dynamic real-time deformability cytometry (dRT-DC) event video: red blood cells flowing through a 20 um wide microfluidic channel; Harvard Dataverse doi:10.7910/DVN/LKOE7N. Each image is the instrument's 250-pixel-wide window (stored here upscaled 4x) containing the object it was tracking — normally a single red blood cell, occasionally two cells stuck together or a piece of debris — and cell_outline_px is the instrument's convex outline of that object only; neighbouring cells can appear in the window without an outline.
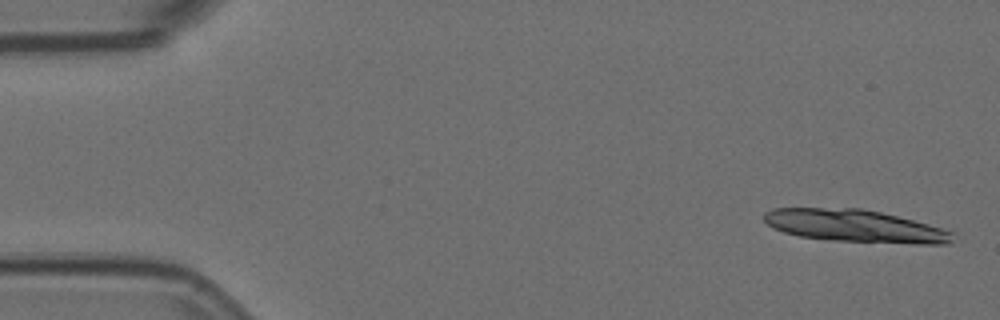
{"species": "Egyptian fruit bat (a non-hibernating species)", "species_latin": "Rousettus aegyptiacus", "temperature_condition": "room temperature", "stored_images_in_passage": 5, "camera_frame_rate_fps": 3000, "um_per_image_px": 0.085, "animal": {"sex": "female"}, "frame": {"image": 1, "passage_image": 1, "time_ms": 0.0, "image_size_px": [1000, 320], "cell_outline_px": [[956, 232], [952, 240], [948, 244], [916, 244], [832, 240], [800, 236], [784, 232], [772, 228], [764, 220], [764, 212], [772, 208], [860, 208], [880, 212], [928, 224]], "centroid_in_image_um": [72.68, 19.21], "position_along_channel_um": 12.3, "area_um2": 35.6}}